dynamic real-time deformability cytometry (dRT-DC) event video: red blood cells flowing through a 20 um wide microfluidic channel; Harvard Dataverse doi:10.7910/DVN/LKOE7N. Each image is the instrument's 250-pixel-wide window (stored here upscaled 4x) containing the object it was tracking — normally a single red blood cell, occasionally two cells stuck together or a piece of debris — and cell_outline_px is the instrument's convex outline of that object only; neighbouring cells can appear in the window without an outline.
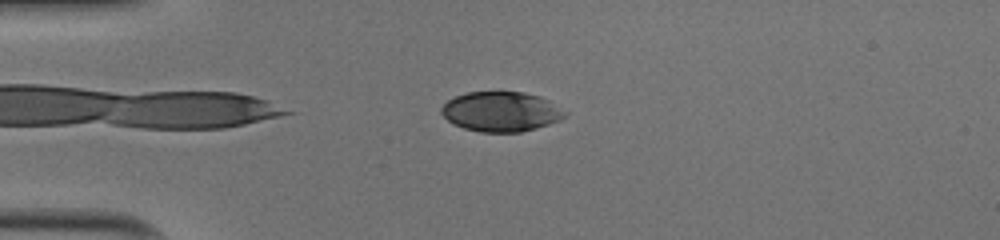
{"species": "human", "species_latin": "Homo sapiens", "temperature_condition": "cold", "stored_images_in_passage": 44, "camera_frame_rate_fps": 3000, "um_per_image_px": 0.085, "donor": {"sex": "male"}, "frame": {"image": 1, "passage_image": 6, "time_ms": 1.667, "image_size_px": [1000, 240], "cell_outline_px": [[568, 112], [560, 120], [536, 128], [520, 132], [480, 132], [464, 128], [452, 124], [440, 112], [440, 108], [448, 100], [456, 96], [468, 92], [524, 92], [540, 96], [548, 100]], "centroid_in_image_um": [42.58, 9.49], "position_along_channel_um": 42.4, "area_um2": 28.67}}
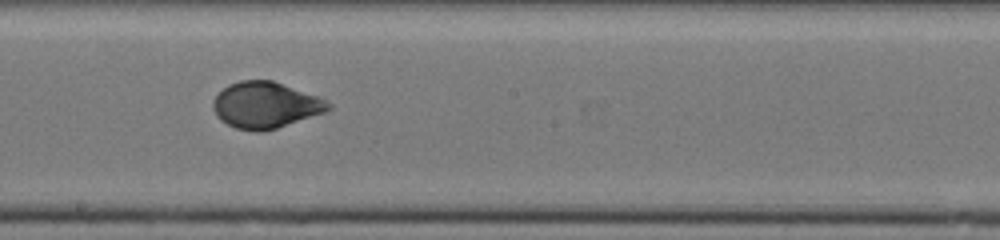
{"frame": {"image": 2, "passage_image": 22, "time_ms": 7.0, "image_size_px": [1000, 240], "cell_outline_px": [[332, 108], [324, 112], [276, 128], [260, 132], [256, 132], [236, 128], [220, 120], [216, 116], [212, 108], [212, 100], [228, 84], [240, 80], [272, 80], [316, 96], [332, 104]], "centroid_in_image_um": [22.52, 8.93], "position_along_channel_um": 225.7, "area_um2": 30.81}}
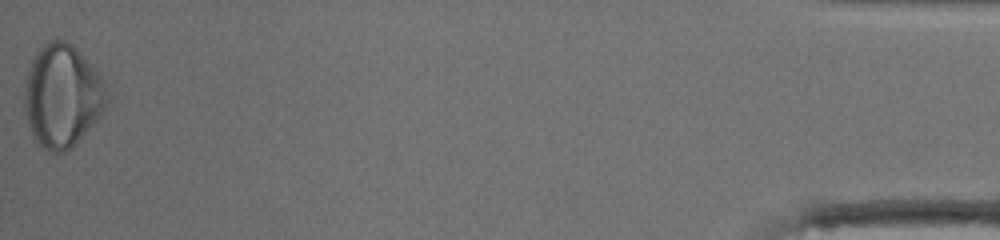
{"frame": {"image": 3, "passage_image": 44, "time_ms": 14.333, "image_size_px": [1000, 240], "cell_outline_px": [[108, 104], [100, 116], [72, 148], [64, 152], [52, 152], [44, 148], [32, 136], [28, 128], [24, 112], [24, 84], [32, 60], [36, 52], [48, 40], [64, 40], [72, 44], [84, 56], [104, 80], [108, 100]], "centroid_in_image_um": [5.28, 8.16], "position_along_channel_um": 429.9, "area_um2": 49.59}, "authors_computed_cell_mechanics": {"area_um2": 30.7785, "velocity_mm_per_s": 4.0136, "shape_relaxation_time_tau1_ms": 5.7402, "shape_relaxation_time_tau2_ms": null, "deformation_change_tau1": 0.1858, "deformation_change_tau2": null}}